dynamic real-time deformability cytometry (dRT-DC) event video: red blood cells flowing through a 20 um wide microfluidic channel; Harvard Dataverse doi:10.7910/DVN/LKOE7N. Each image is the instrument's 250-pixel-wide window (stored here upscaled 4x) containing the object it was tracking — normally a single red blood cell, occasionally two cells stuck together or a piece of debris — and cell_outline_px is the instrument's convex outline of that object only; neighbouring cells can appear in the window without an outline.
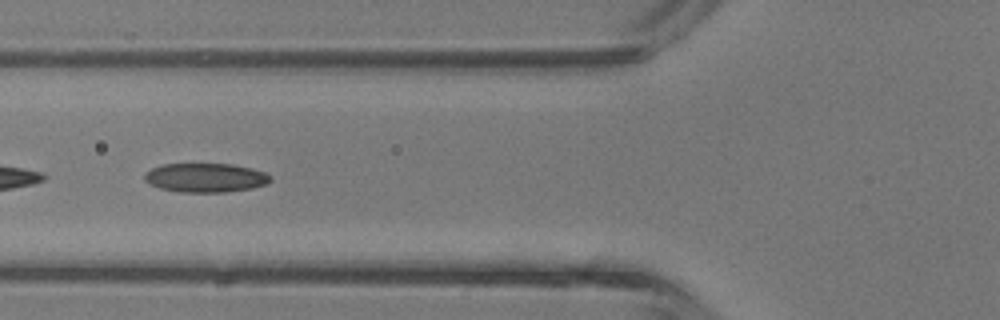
{"species": "common noctule bat (a hibernating species)", "species_latin": "Nyctalus noctula", "temperature_condition": "room temperature", "stored_images_in_passage": 14, "camera_frame_rate_fps": 3000, "um_per_image_px": 0.085, "animal": {"sex": "male", "body_mass_g": 13.3}, "frame": {"image": 1, "passage_image": 11, "time_ms": 3.333, "image_size_px": [1000, 320], "cell_outline_px": [[272, 180], [268, 184], [252, 188], [224, 192], [180, 192], [160, 188], [148, 184], [144, 180], [144, 176], [152, 168], [164, 164], [232, 164], [252, 168], [264, 172], [272, 176]], "centroid_in_image_um": [17.5, 15.11], "position_along_channel_um": 108.3, "area_um2": 21.39}}